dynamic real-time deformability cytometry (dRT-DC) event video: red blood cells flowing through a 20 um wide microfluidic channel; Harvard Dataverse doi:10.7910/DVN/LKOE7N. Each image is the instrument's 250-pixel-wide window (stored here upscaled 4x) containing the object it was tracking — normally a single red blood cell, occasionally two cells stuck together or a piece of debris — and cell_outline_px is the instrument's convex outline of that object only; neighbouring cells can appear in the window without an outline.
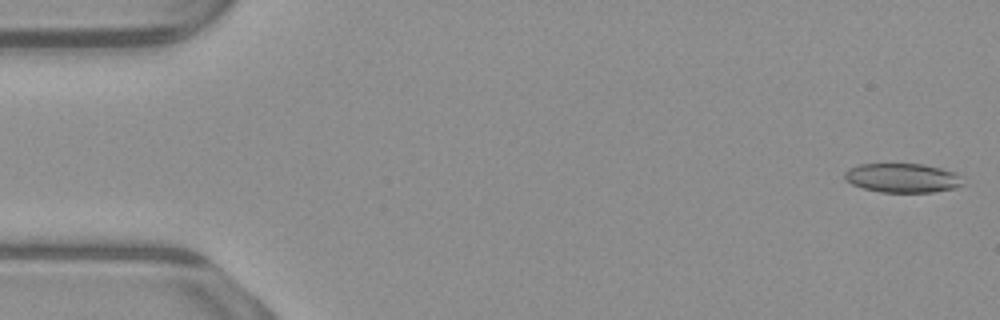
{"species": "common noctule bat (a hibernating species)", "species_latin": "Nyctalus noctula", "temperature_condition": "warm", "stored_images_in_passage": 53, "camera_frame_rate_fps": 3000, "um_per_image_px": 0.085, "animal": {"sex": "male", "body_mass_g": 23.1, "forearm_length_mm": 52.7}, "frame": {"image": 1, "passage_image": 2, "time_ms": 0.333, "image_size_px": [1000, 320], "cell_outline_px": [[964, 184], [952, 188], [932, 192], [880, 192], [864, 188], [852, 184], [844, 180], [844, 172], [848, 168], [860, 164], [920, 164], [940, 168], [952, 172]], "centroid_in_image_um": [76.61, 15.12], "position_along_channel_um": 8.4, "area_um2": 19.77}}
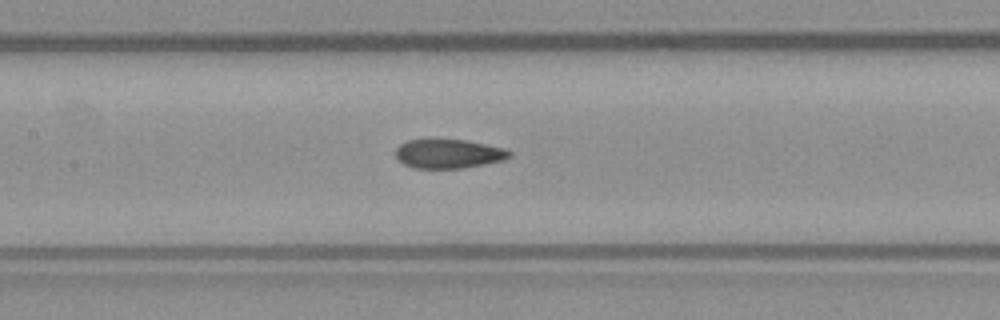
{"frame": {"image": 2, "passage_image": 25, "time_ms": 8.0, "image_size_px": [1000, 320], "cell_outline_px": [[512, 156], [504, 160], [464, 168], [416, 168], [404, 164], [396, 156], [396, 148], [400, 144], [408, 140], [468, 140], [504, 148], [512, 152]], "centroid_in_image_um": [38.17, 13.07], "position_along_channel_um": 169.2, "area_um2": 19.19}}
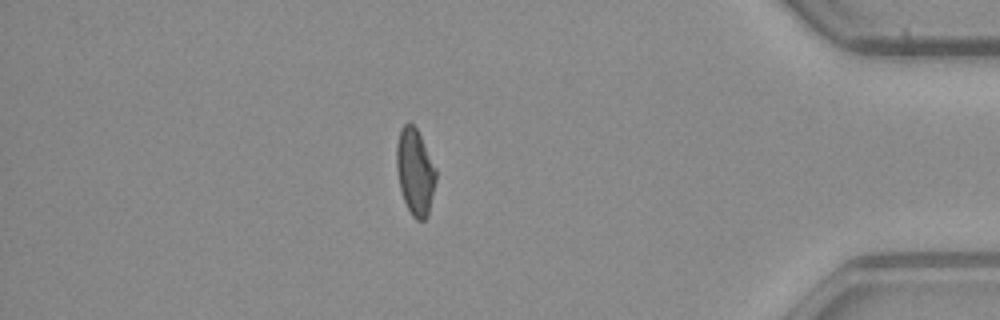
{"frame": {"image": 3, "passage_image": 46, "time_ms": 15.0, "image_size_px": [1000, 320], "cell_outline_px": [[436, 180], [428, 216], [424, 220], [416, 220], [412, 216], [404, 200], [400, 188], [396, 168], [396, 144], [400, 128], [404, 124], [412, 124], [416, 128], [436, 168]], "centroid_in_image_um": [35.27, 14.61], "position_along_channel_um": 399.9, "area_um2": 19.77}, "authors_computed_cell_mechanics": {"area_um2": 20.1722, "velocity_mm_per_s": 3.9077, "shape_relaxation_time_tau1_ms": null, "shape_relaxation_time_tau2_ms": 2.5432, "deformation_change_tau1": null, "deformation_change_tau2": 0.0835}}